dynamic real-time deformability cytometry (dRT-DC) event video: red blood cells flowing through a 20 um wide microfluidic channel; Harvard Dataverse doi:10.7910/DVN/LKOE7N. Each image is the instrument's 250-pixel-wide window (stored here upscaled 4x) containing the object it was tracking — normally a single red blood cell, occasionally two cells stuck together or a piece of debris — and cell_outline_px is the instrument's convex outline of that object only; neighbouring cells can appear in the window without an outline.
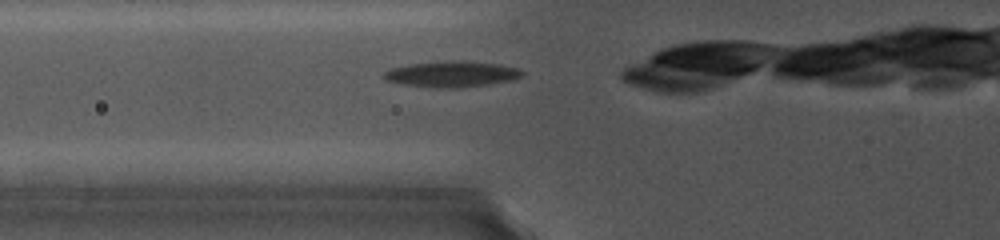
{"species": "common noctule bat (a hibernating species)", "species_latin": "Nyctalus noctula", "temperature_condition": "cold", "stored_images_in_passage": 12, "camera_frame_rate_fps": 5000, "um_per_image_px": 0.085, "animal": {"sex": "female", "body_mass_g": 19.0, "forearm_length_mm": 56.7}, "frame": {"image": 1, "passage_image": 3, "time_ms": 0.4, "image_size_px": [1000, 240], "cell_outline_px": [[524, 72], [520, 76], [512, 80], [456, 88], [440, 88], [408, 84], [388, 80], [384, 76], [384, 72], [392, 68], [412, 64], [452, 60], [500, 64], [516, 68]], "centroid_in_image_um": [38.43, 6.29], "position_along_channel_um": 87.4, "area_um2": 20.11}}
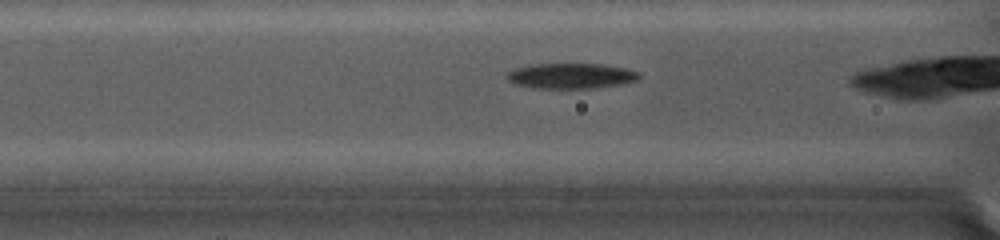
{"frame": {"image": 2, "passage_image": 6, "time_ms": 1.2, "image_size_px": [1000, 240], "cell_outline_px": [[640, 76], [636, 80], [620, 84], [592, 88], [540, 88], [520, 84], [508, 80], [508, 72], [512, 68], [528, 64], [604, 64], [628, 68], [636, 72]], "centroid_in_image_um": [48.54, 6.43], "position_along_channel_um": 118.1, "area_um2": 19.31}}